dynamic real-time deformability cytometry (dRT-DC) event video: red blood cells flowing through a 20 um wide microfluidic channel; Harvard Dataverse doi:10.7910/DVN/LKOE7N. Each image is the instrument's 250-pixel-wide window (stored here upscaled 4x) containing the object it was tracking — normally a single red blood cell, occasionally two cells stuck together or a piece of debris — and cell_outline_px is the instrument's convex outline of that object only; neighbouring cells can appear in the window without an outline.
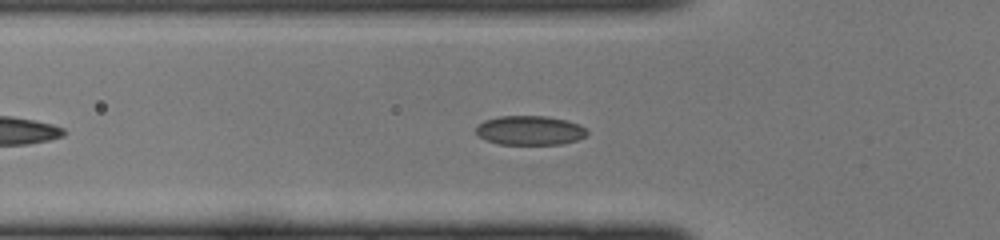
{"species": "common noctule bat (a hibernating species)", "species_latin": "Nyctalus noctula", "temperature_condition": "cold", "stored_images_in_passage": 39, "camera_frame_rate_fps": 3000, "um_per_image_px": 0.085, "animal": {"sex": "female", "body_mass_g": 22.0, "forearm_length_mm": 56.7}, "frame": {"image": 1, "passage_image": 8, "time_ms": 2.333, "image_size_px": [1000, 240], "cell_outline_px": [[588, 132], [584, 136], [576, 140], [560, 144], [500, 144], [484, 140], [476, 132], [476, 128], [484, 120], [500, 116], [544, 116], [564, 120], [580, 124]], "centroid_in_image_um": [45.02, 11.08], "position_along_channel_um": 80.8, "area_um2": 18.73}}
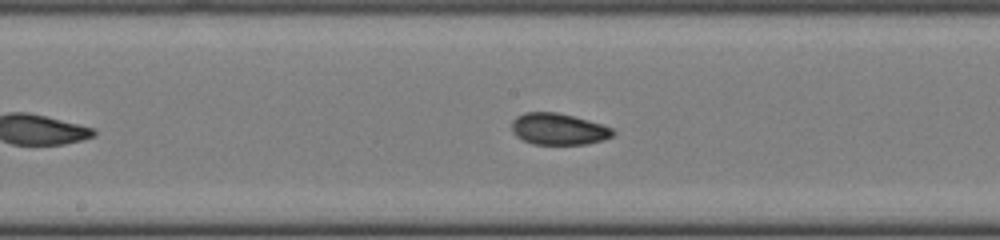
{"frame": {"image": 2, "passage_image": 16, "time_ms": 5.0, "image_size_px": [1000, 240], "cell_outline_px": [[616, 132], [612, 136], [604, 140], [584, 144], [532, 144], [516, 136], [512, 132], [512, 120], [516, 116], [524, 112], [556, 112], [588, 120], [612, 128]], "centroid_in_image_um": [47.45, 10.97], "position_along_channel_um": 200.8, "area_um2": 18.55}}
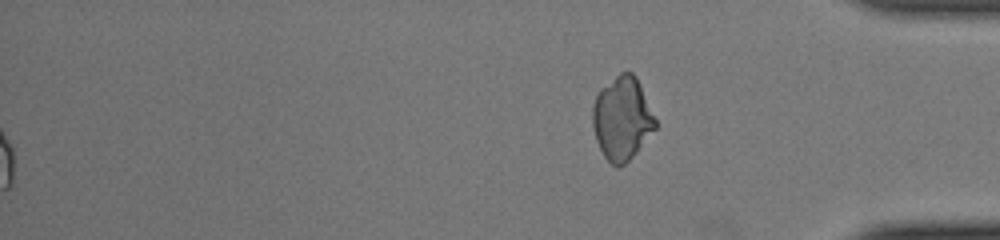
{"frame": {"image": 3, "passage_image": 39, "time_ms": 12.667, "image_size_px": [1000, 240], "cell_outline_px": [[656, 128], [636, 152], [620, 168], [612, 164], [604, 156], [596, 140], [592, 124], [592, 108], [596, 96], [600, 88], [620, 72], [632, 72], [636, 76], [656, 120]], "centroid_in_image_um": [52.86, 10.06], "position_along_channel_um": 382.3, "area_um2": 30.23}}